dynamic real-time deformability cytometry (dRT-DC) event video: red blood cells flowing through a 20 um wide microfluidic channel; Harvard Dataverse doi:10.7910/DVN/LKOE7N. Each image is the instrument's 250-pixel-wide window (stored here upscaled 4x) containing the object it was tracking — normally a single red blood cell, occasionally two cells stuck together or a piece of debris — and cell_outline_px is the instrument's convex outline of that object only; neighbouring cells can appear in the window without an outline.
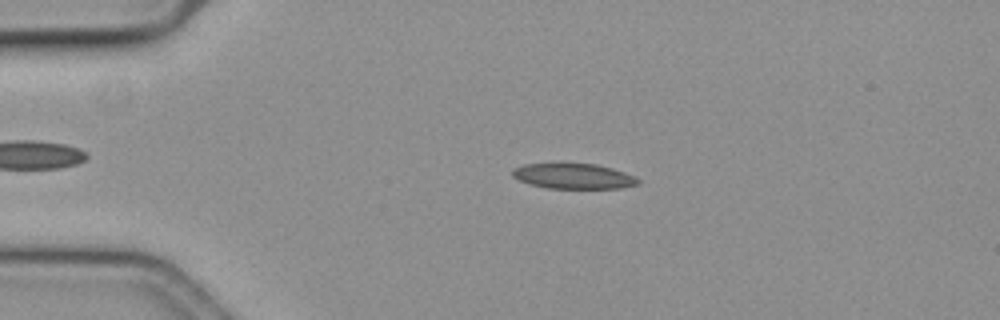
{"species": "common noctule bat (a hibernating species)", "species_latin": "Nyctalus noctula", "temperature_condition": "cold", "stored_images_in_passage": 56, "camera_frame_rate_fps": 3000, "um_per_image_px": 0.085, "animal": {"sex": "female", "body_mass_g": 19.3, "forearm_length_mm": 54.1}, "frame": {"image": 1, "passage_image": 12, "time_ms": 3.667, "image_size_px": [1000, 320], "cell_outline_px": [[640, 184], [620, 188], [548, 188], [532, 184], [520, 180], [512, 176], [512, 168], [524, 164], [596, 164], [612, 168], [624, 172], [640, 180]], "centroid_in_image_um": [48.75, 14.97], "position_along_channel_um": 36.2, "area_um2": 18.26}}
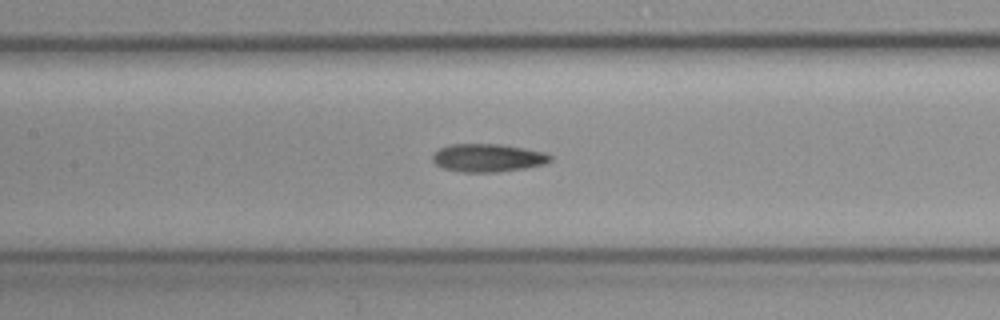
{"frame": {"image": 2, "passage_image": 26, "time_ms": 8.333, "image_size_px": [1000, 320], "cell_outline_px": [[552, 160], [544, 164], [524, 168], [496, 172], [460, 172], [444, 168], [436, 164], [432, 160], [432, 156], [440, 148], [448, 144], [500, 144], [524, 148], [544, 152], [552, 156]], "centroid_in_image_um": [41.46, 13.41], "position_along_channel_um": 165.9, "area_um2": 19.19}}
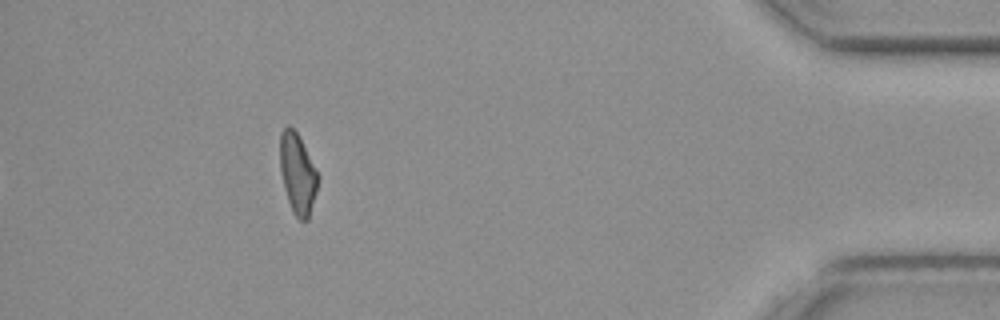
{"frame": {"image": 3, "passage_image": 51, "time_ms": 16.667, "image_size_px": [1000, 320], "cell_outline_px": [[320, 176], [316, 192], [308, 220], [300, 220], [292, 212], [284, 188], [280, 172], [280, 132], [288, 124], [296, 132], [316, 168]], "centroid_in_image_um": [25.29, 14.77], "position_along_channel_um": 409.9, "area_um2": 17.74}, "authors_computed_cell_mechanics": {"area_um2": 18.8139, "velocity_mm_per_s": 3.6423, "shape_relaxation_time_tau1_ms": 7.4929, "shape_relaxation_time_tau2_ms": 5.0688, "deformation_change_tau1": 0.1642, "deformation_change_tau2": 0.1323}}